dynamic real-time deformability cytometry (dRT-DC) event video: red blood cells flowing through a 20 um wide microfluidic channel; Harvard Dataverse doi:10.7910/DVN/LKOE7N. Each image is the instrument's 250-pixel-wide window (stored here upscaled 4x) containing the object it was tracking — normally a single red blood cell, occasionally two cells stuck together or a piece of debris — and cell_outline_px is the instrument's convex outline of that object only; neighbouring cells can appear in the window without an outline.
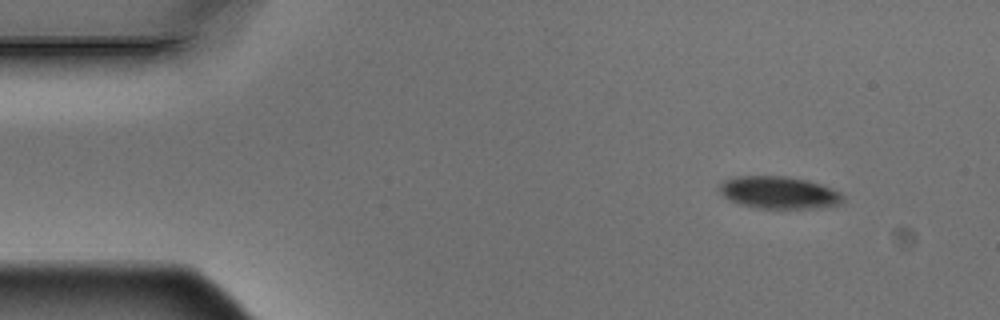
{"species": "Egyptian fruit bat (a non-hibernating species)", "species_latin": "Rousettus aegyptiacus", "temperature_condition": "warm", "stored_images_in_passage": 4, "camera_frame_rate_fps": 3000, "um_per_image_px": 0.085, "animal": {"sex": "male"}, "frame": {"image": 1, "passage_image": 1, "time_ms": 0.0, "image_size_px": [1000, 320], "cell_outline_px": [[844, 200], [840, 204], [820, 208], [760, 208], [740, 204], [724, 196], [716, 188], [724, 180], [736, 176], [788, 176], [808, 180], [832, 188], [840, 192], [844, 196]], "centroid_in_image_um": [66.23, 16.36], "position_along_channel_um": 18.8, "area_um2": 23.35}}